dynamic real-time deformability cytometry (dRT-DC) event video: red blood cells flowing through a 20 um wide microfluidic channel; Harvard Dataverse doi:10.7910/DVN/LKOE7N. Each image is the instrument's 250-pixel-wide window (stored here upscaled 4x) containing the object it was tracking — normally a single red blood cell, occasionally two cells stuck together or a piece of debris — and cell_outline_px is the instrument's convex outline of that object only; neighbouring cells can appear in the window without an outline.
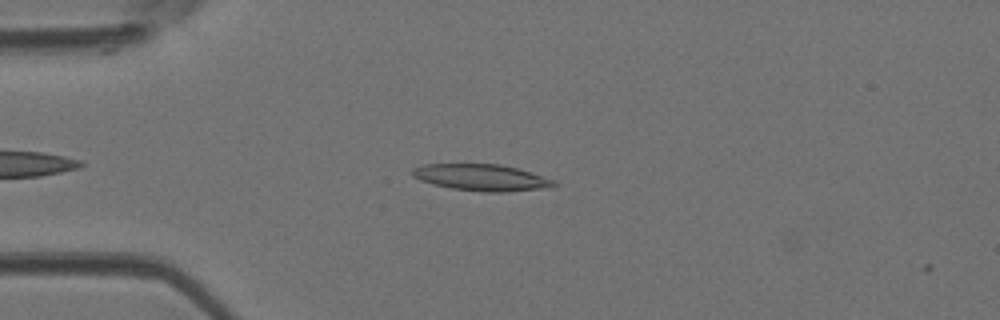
{"species": "Egyptian fruit bat (a non-hibernating species)", "species_latin": "Rousettus aegyptiacus", "temperature_condition": "room temperature", "stored_images_in_passage": 35, "camera_frame_rate_fps": 3000, "um_per_image_px": 0.085, "animal": {"sex": "female"}, "frame": {"image": 1, "passage_image": 2, "time_ms": 0.333, "image_size_px": [1000, 320], "cell_outline_px": [[560, 184], [552, 188], [504, 192], [484, 192], [452, 188], [432, 184], [420, 180], [412, 176], [408, 172], [412, 168], [424, 164], [500, 164], [516, 168], [556, 180]], "centroid_in_image_um": [40.94, 15.09], "position_along_channel_um": 44.1, "area_um2": 22.2}}
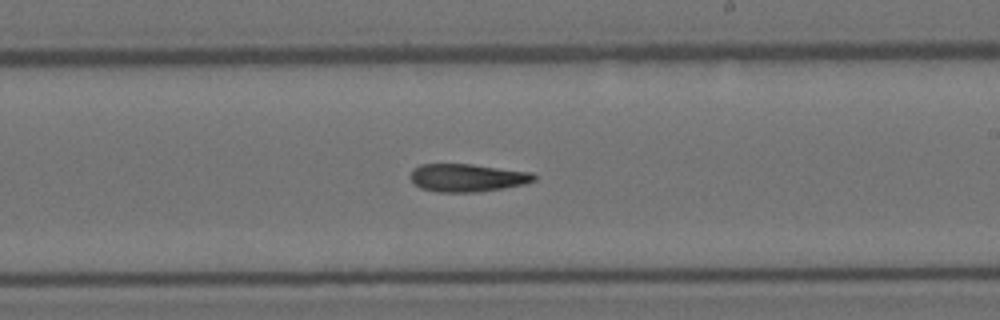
{"frame": {"image": 2, "passage_image": 17, "time_ms": 5.333, "image_size_px": [1000, 320], "cell_outline_px": [[536, 180], [524, 184], [504, 188], [476, 192], [436, 192], [420, 188], [412, 184], [408, 176], [412, 168], [420, 164], [472, 164], [532, 172], [536, 176]], "centroid_in_image_um": [39.66, 15.11], "position_along_channel_um": 249.3, "area_um2": 20.46}}
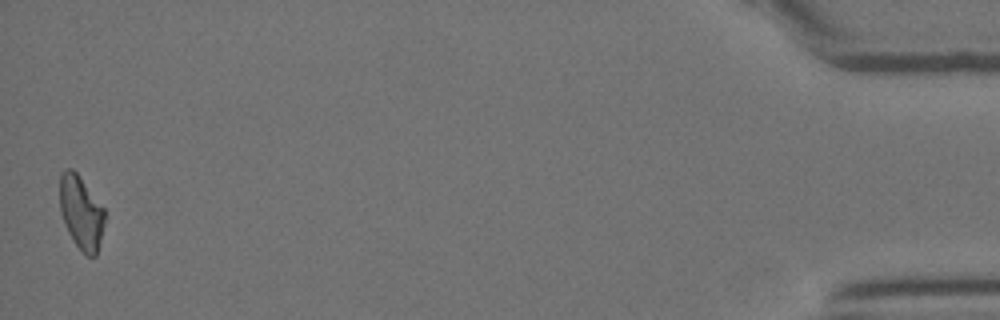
{"frame": {"image": 3, "passage_image": 35, "time_ms": 11.333, "image_size_px": [1000, 320], "cell_outline_px": [[104, 224], [96, 256], [88, 256], [72, 240], [64, 224], [60, 212], [60, 172], [64, 168], [72, 168], [76, 172], [104, 208]], "centroid_in_image_um": [6.87, 18.03], "position_along_channel_um": 428.3, "area_um2": 19.07}}